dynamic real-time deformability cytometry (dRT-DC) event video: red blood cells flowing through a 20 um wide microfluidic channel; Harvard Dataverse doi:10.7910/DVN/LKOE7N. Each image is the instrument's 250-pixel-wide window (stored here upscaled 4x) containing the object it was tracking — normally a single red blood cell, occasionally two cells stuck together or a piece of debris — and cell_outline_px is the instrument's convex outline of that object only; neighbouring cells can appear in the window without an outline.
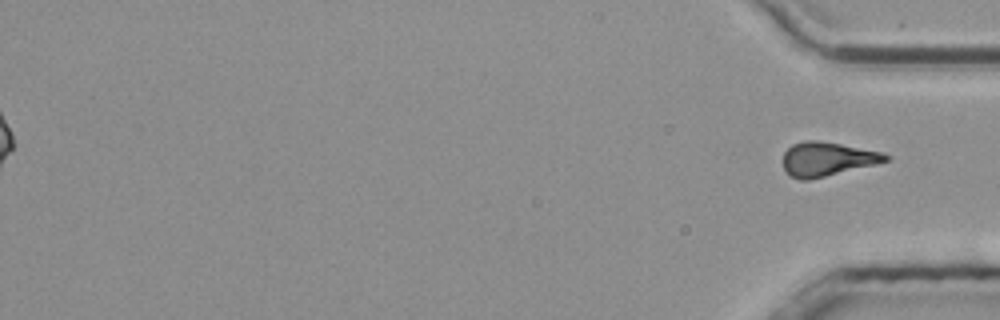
{"species": "common noctule bat (a hibernating species)", "species_latin": "Nyctalus noctula", "temperature_condition": "room temperature", "stored_images_in_passage": 47, "segment_of_instrument_passage": [2, 2], "camera_frame_rate_fps": 3000, "um_per_image_px": 0.085, "animal": {"sex": "male", "body_mass_g": 20.4}, "frame": {"image": 1, "passage_image": 47, "time_ms": 15.333, "image_size_px": [1000, 320], "cell_outline_px": [[892, 156], [888, 160], [876, 164], [808, 180], [800, 180], [792, 176], [784, 168], [784, 152], [792, 144], [804, 140], [816, 140], [840, 144], [884, 152]], "centroid_in_image_um": [70.34, 13.5], "position_along_channel_um": 364.9, "area_um2": 20.17}}